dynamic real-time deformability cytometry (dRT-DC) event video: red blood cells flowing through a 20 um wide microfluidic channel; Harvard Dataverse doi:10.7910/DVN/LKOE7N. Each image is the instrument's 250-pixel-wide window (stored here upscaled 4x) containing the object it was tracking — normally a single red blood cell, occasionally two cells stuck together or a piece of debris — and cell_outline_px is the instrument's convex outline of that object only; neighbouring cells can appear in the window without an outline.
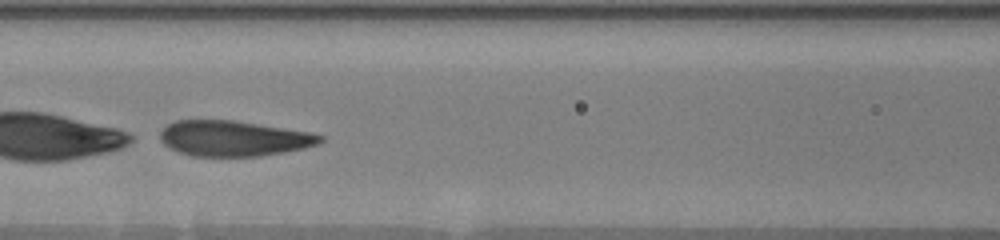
{"species": "human", "species_latin": "Homo sapiens", "temperature_condition": "warm", "stored_images_in_passage": 52, "segment_of_instrument_passage": [2, 2], "camera_frame_rate_fps": 3000, "um_per_image_px": 0.085, "donor": {"sex": "male"}, "frame": {"image": 1, "passage_image": 23, "time_ms": 5.667, "image_size_px": [1000, 240], "cell_outline_px": [[324, 140], [320, 144], [304, 148], [284, 152], [260, 156], [192, 156], [180, 152], [164, 144], [160, 140], [160, 132], [168, 124], [176, 120], [232, 120], [308, 132], [324, 136]], "centroid_in_image_um": [19.86, 11.77], "position_along_channel_um": 146.7, "area_um2": 32.89}}
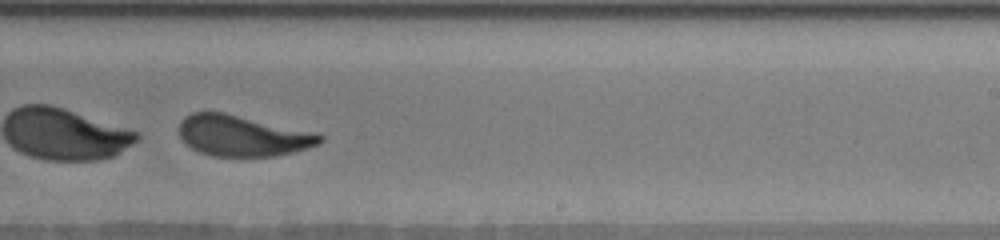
{"frame": {"image": 2, "passage_image": 33, "time_ms": 9.0, "image_size_px": [1000, 240], "cell_outline_px": [[324, 140], [320, 144], [308, 148], [292, 152], [272, 156], [212, 156], [200, 152], [192, 148], [180, 136], [180, 120], [184, 116], [192, 112], [224, 112], [308, 132], [324, 136]], "centroid_in_image_um": [20.57, 11.54], "position_along_channel_um": 268.4, "area_um2": 32.89}}